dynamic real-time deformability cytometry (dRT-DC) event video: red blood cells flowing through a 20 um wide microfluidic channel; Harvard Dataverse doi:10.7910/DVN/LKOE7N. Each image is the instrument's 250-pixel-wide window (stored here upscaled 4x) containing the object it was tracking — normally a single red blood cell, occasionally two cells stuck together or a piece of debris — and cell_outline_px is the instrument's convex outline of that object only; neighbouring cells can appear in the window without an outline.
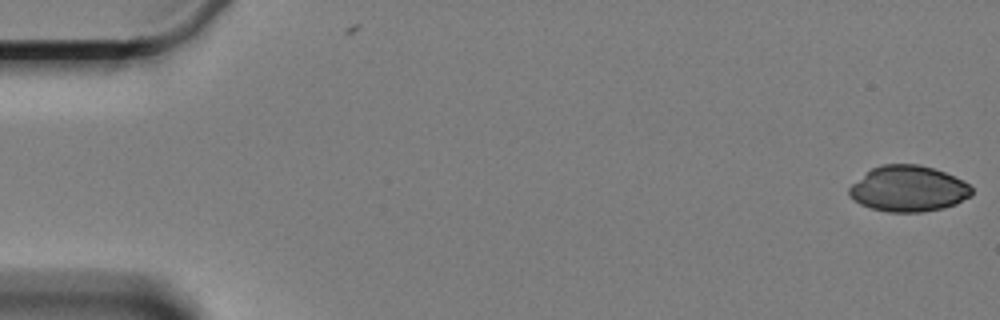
{"species": "Egyptian fruit bat (a non-hibernating species)", "species_latin": "Rousettus aegyptiacus", "temperature_condition": "cold", "stored_images_in_passage": 60, "camera_frame_rate_fps": 3000, "um_per_image_px": 0.085, "animal": {"sex": "female"}, "frame": {"image": 1, "passage_image": 1, "time_ms": 0.0, "image_size_px": [1000, 320], "cell_outline_px": [[972, 196], [956, 204], [944, 208], [920, 212], [888, 212], [872, 208], [860, 204], [852, 200], [848, 196], [848, 188], [852, 184], [872, 168], [880, 164], [920, 164], [944, 172], [964, 180], [972, 188]], "centroid_in_image_um": [77.21, 16.04], "position_along_channel_um": 7.8, "area_um2": 32.95}}
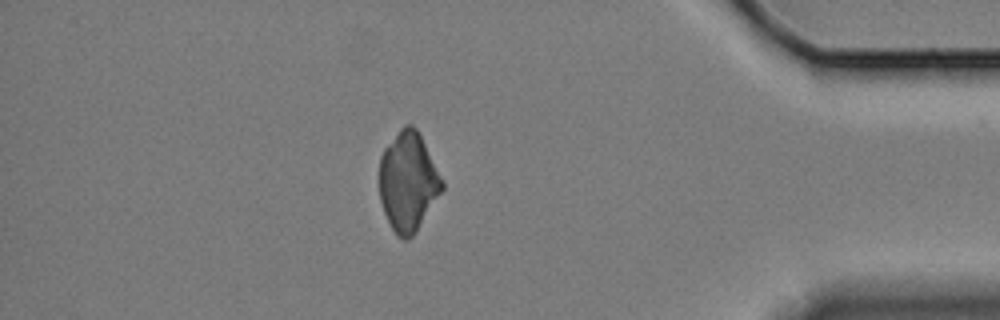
{"frame": {"image": 2, "passage_image": 52, "time_ms": 17.0, "image_size_px": [1000, 320], "cell_outline_px": [[444, 188], [416, 232], [408, 240], [404, 240], [396, 236], [384, 212], [380, 200], [380, 156], [384, 148], [400, 128], [404, 124], [412, 124], [416, 128], [444, 180]], "centroid_in_image_um": [34.69, 15.45], "position_along_channel_um": 400.5, "area_um2": 36.24}}
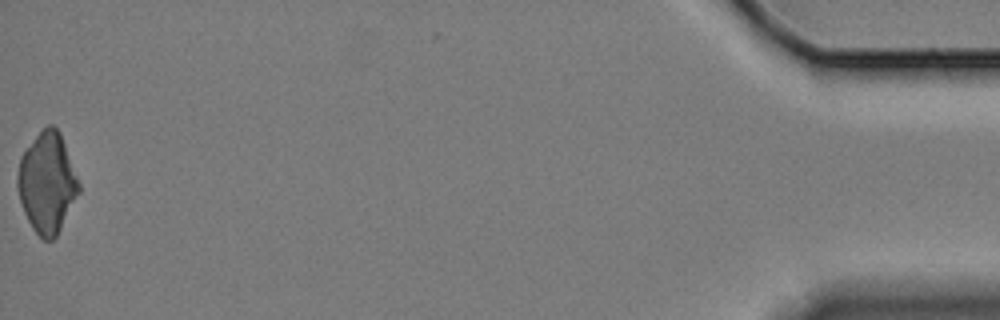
{"frame": {"image": 3, "passage_image": 60, "time_ms": 19.667, "image_size_px": [1000, 320], "cell_outline_px": [[80, 192], [56, 236], [52, 240], [44, 240], [32, 228], [24, 212], [16, 188], [16, 176], [20, 156], [36, 136], [48, 124], [52, 124], [60, 132], [80, 184]], "centroid_in_image_um": [3.99, 15.53], "position_along_channel_um": 431.2, "area_um2": 35.66}}